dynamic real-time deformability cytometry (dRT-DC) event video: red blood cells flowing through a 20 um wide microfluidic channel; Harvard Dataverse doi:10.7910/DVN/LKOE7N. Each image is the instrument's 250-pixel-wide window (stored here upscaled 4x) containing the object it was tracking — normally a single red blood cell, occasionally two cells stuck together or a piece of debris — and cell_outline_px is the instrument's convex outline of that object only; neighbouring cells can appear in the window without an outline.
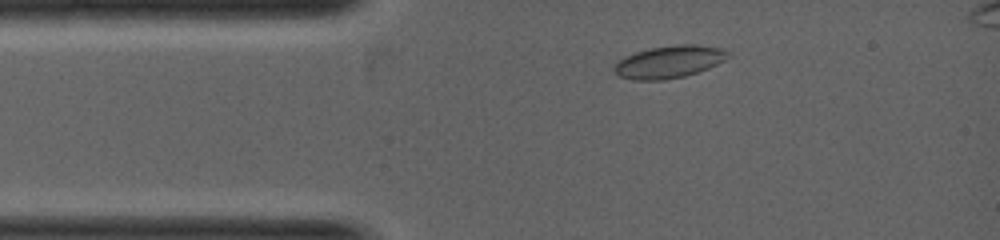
{"species": "common noctule bat (a hibernating species)", "species_latin": "Nyctalus noctula", "temperature_condition": "warm", "stored_images_in_passage": 4, "segment_of_instrument_passage": [1, 2], "camera_frame_rate_fps": 5000, "um_per_image_px": 0.085, "animal": {"sex": "female", "body_mass_g": 19.0, "forearm_length_mm": 53.3}, "frame": {"image": 1, "passage_image": 2, "time_ms": 0.4, "image_size_px": [1000, 240], "cell_outline_px": [[732, 56], [708, 68], [684, 76], [664, 80], [632, 80], [620, 76], [612, 68], [624, 56], [636, 52], [652, 48], [676, 44], [696, 44], [724, 48]], "centroid_in_image_um": [56.9, 5.25], "position_along_channel_um": 28.1, "area_um2": 21.44}}